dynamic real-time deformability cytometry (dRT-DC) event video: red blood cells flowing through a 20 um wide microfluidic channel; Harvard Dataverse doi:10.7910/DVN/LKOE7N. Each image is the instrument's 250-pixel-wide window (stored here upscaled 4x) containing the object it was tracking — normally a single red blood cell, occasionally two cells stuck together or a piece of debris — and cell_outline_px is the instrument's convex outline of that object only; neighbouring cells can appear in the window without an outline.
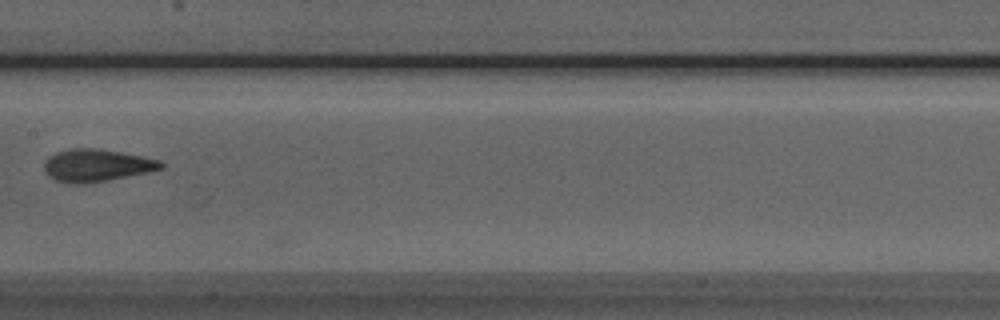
{"species": "Egyptian fruit bat (a non-hibernating species)", "species_latin": "Rousettus aegyptiacus", "temperature_condition": "room temperature", "stored_images_in_passage": 8, "camera_frame_rate_fps": 3000, "um_per_image_px": 0.085, "animal": {"sex": "male"}, "frame": {"image": 1, "passage_image": 8, "time_ms": 8.0, "image_size_px": [1000, 320], "cell_outline_px": [[164, 168], [148, 172], [108, 180], [80, 184], [76, 184], [56, 180], [48, 176], [44, 172], [44, 160], [48, 156], [56, 152], [72, 148], [96, 148], [120, 152], [160, 160], [164, 164]], "centroid_in_image_um": [8.18, 14.05], "position_along_channel_um": 199.2, "area_um2": 22.02}}